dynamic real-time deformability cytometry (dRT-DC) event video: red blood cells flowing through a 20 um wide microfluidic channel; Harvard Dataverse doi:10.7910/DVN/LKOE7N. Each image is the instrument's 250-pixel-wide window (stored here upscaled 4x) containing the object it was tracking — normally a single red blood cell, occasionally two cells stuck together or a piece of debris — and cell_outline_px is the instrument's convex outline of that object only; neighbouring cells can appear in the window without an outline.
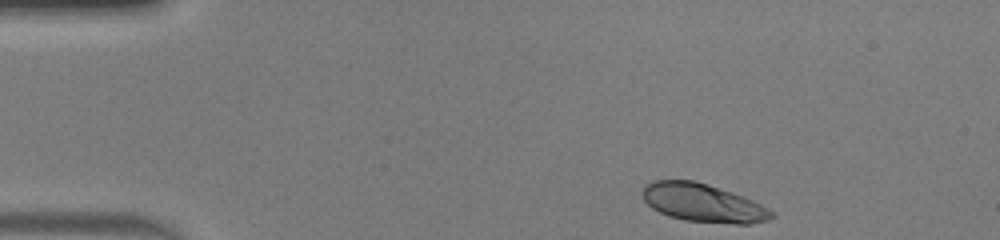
{"species": "human", "species_latin": "Homo sapiens", "temperature_condition": "warm", "stored_images_in_passage": 44, "camera_frame_rate_fps": 3000, "um_per_image_px": 0.085, "donor": {"sex": "male"}, "frame": {"image": 1, "passage_image": 1, "time_ms": 0.0, "image_size_px": [1000, 240], "cell_outline_px": [[776, 216], [768, 220], [748, 224], [736, 224], [684, 220], [668, 216], [652, 208], [644, 200], [640, 192], [644, 184], [652, 180], [692, 180], [708, 184], [744, 196], [776, 212]], "centroid_in_image_um": [59.74, 17.24], "position_along_channel_um": 25.3, "area_um2": 29.07}}
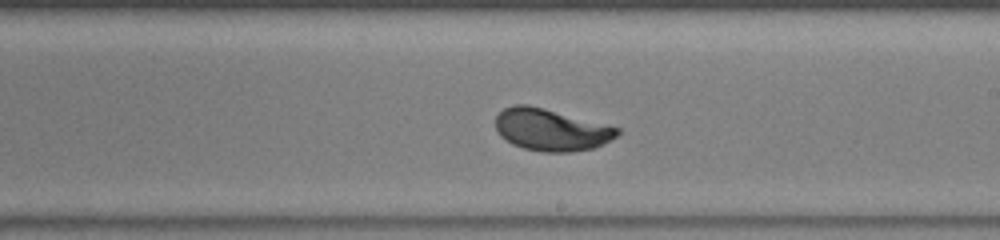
{"frame": {"image": 2, "passage_image": 23, "time_ms": 7.333, "image_size_px": [1000, 240], "cell_outline_px": [[620, 132], [616, 136], [592, 148], [572, 152], [544, 152], [524, 148], [512, 144], [500, 136], [496, 128], [496, 116], [504, 108], [512, 104], [528, 104], [608, 124], [620, 128]], "centroid_in_image_um": [46.82, 11.01], "position_along_channel_um": 242.2, "area_um2": 29.77}}
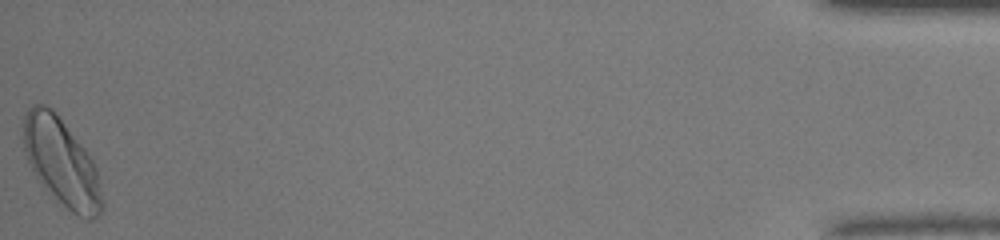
{"frame": {"image": 3, "passage_image": 44, "time_ms": 14.333, "image_size_px": [1000, 240], "cell_outline_px": [[104, 208], [92, 220], [84, 220], [72, 212], [40, 184], [24, 152], [24, 112], [32, 104], [44, 104], [52, 108], [84, 148], [92, 160], [96, 168], [104, 200]], "centroid_in_image_um": [5.24, 13.81], "position_along_channel_um": 430.0, "area_um2": 39.94}, "authors_computed_cell_mechanics": {"area_um2": 30.0271, "velocity_mm_per_s": 4.0669, "shape_relaxation_time_tau1_ms": 2.9981, "shape_relaxation_time_tau2_ms": null, "deformation_change_tau1": 0.1855, "deformation_change_tau2": null}}